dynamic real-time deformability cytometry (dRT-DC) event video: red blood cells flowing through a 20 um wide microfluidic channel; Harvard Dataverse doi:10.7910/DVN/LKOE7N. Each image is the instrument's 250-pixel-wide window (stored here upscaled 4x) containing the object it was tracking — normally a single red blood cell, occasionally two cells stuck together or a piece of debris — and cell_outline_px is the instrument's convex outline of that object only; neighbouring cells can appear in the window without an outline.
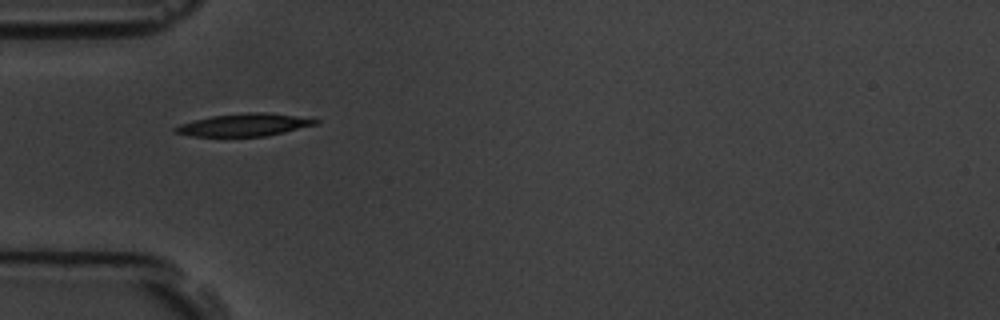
{"species": "common noctule bat (a hibernating species)", "species_latin": "Nyctalus noctula", "temperature_condition": "room temperature", "stored_images_in_passage": 10, "camera_frame_rate_fps": 3000, "um_per_image_px": 0.085, "animal": {"sex": "male", "body_mass_g": 19.5, "forearm_length_mm": 54.6}, "frame": {"image": 1, "passage_image": 5, "time_ms": 5.333, "image_size_px": [1000, 320], "cell_outline_px": [[320, 120], [316, 124], [284, 132], [264, 136], [192, 136], [172, 132], [172, 128], [180, 124], [212, 116], [248, 112], [268, 112]], "centroid_in_image_um": [20.71, 10.61], "position_along_channel_um": 64.3, "area_um2": 18.15}}
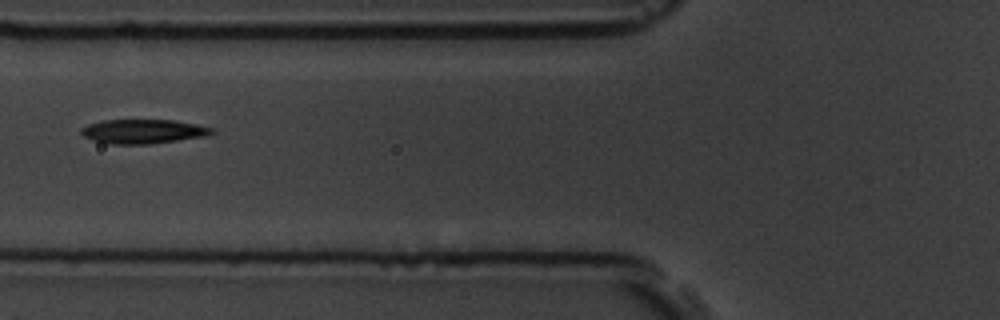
{"frame": {"image": 2, "passage_image": 6, "time_ms": 6.667, "image_size_px": [1000, 320], "cell_outline_px": [[216, 132], [208, 136], [148, 144], [112, 144], [96, 140], [84, 136], [80, 132], [80, 128], [88, 124], [104, 120], [172, 120], [196, 124], [212, 128]], "centroid_in_image_um": [12.19, 11.16], "position_along_channel_um": 113.6, "area_um2": 18.32}}
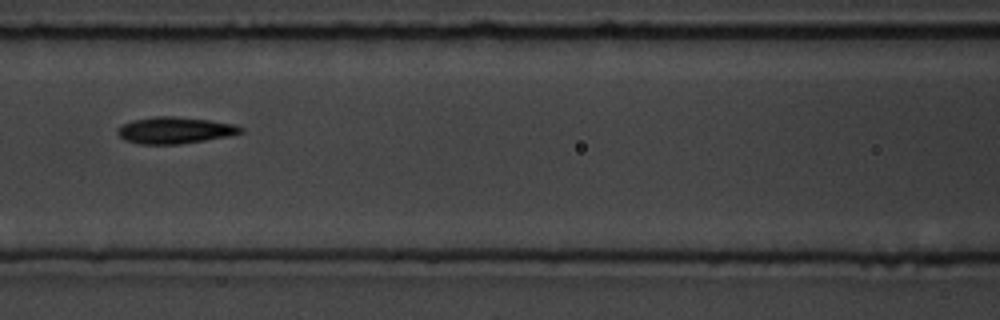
{"frame": {"image": 3, "passage_image": 7, "time_ms": 7.667, "image_size_px": [1000, 320], "cell_outline_px": [[244, 132], [232, 136], [180, 144], [140, 144], [124, 140], [116, 132], [116, 128], [132, 120], [156, 116], [176, 116], [208, 120], [236, 124], [244, 128]], "centroid_in_image_um": [14.9, 11.07], "position_along_channel_um": 151.7, "area_um2": 19.31}}